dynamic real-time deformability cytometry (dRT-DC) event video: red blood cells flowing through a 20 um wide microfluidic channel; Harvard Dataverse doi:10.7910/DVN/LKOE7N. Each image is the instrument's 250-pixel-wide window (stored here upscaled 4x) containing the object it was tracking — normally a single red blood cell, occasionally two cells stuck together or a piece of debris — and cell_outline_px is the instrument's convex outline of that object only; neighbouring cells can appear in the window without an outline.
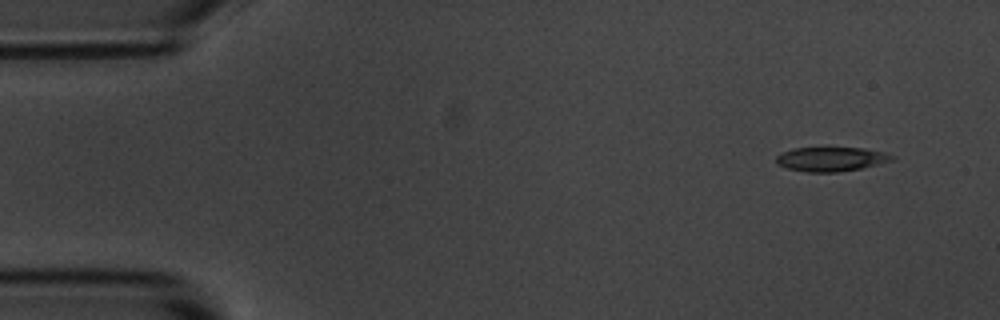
{"species": "common noctule bat (a hibernating species)", "species_latin": "Nyctalus noctula", "temperature_condition": "room temperature", "stored_images_in_passage": 51, "camera_frame_rate_fps": 3000, "um_per_image_px": 0.085, "animal": {"sex": "male", "body_mass_g": 20.1, "forearm_length_mm": 53.5}, "frame": {"image": 1, "passage_image": 1, "time_ms": 0.0, "image_size_px": [1000, 320], "cell_outline_px": [[896, 156], [892, 160], [860, 168], [840, 172], [804, 172], [788, 168], [776, 164], [776, 156], [780, 152], [792, 148], [824, 144], [864, 148], [884, 152]], "centroid_in_image_um": [70.57, 13.46], "position_along_channel_um": 14.4, "area_um2": 17.4}}
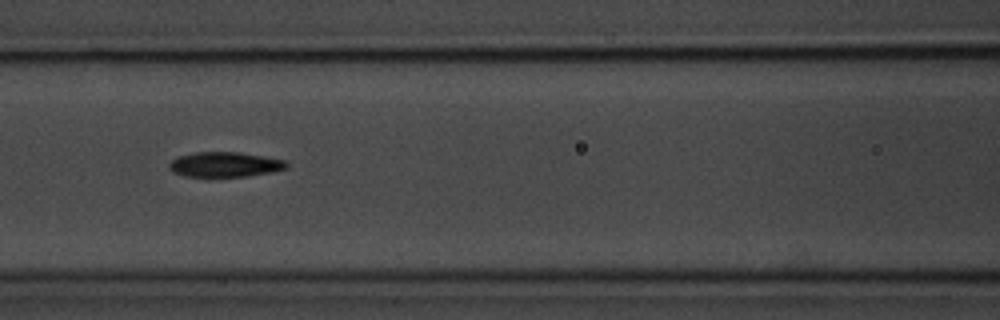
{"frame": {"image": 2, "passage_image": 20, "time_ms": 6.333, "image_size_px": [1000, 320], "cell_outline_px": [[288, 168], [272, 172], [248, 176], [184, 176], [172, 172], [168, 168], [168, 164], [176, 156], [196, 152], [240, 152], [284, 160], [288, 164]], "centroid_in_image_um": [19.08, 13.98], "position_along_channel_um": 147.5, "area_um2": 17.11}}
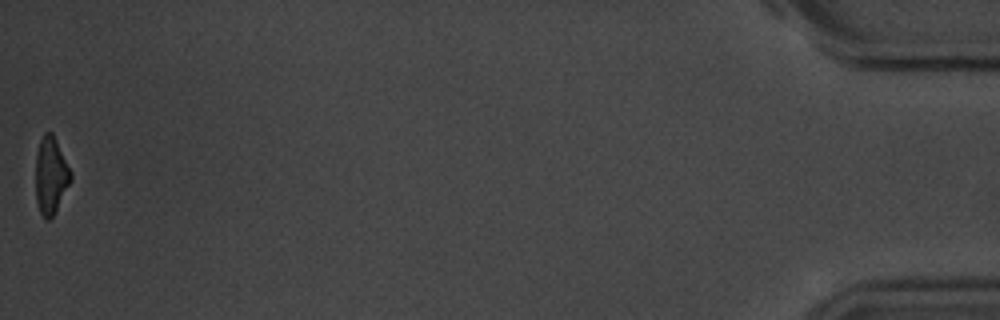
{"frame": {"image": 3, "passage_image": 51, "time_ms": 16.667, "image_size_px": [1000, 320], "cell_outline_px": [[72, 180], [52, 216], [48, 220], [44, 220], [40, 212], [36, 200], [36, 156], [40, 140], [44, 132], [52, 132], [72, 172]], "centroid_in_image_um": [4.32, 14.91], "position_along_channel_um": 430.9, "area_um2": 15.66}, "authors_computed_cell_mechanics": {"area_um2": 17.051, "velocity_mm_per_s": 3.6981, "shape_relaxation_time_tau1_ms": 2.714, "shape_relaxation_time_tau2_ms": 8.0397, "deformation_change_tau1": 0.1691, "deformation_change_tau2": 0.18}}